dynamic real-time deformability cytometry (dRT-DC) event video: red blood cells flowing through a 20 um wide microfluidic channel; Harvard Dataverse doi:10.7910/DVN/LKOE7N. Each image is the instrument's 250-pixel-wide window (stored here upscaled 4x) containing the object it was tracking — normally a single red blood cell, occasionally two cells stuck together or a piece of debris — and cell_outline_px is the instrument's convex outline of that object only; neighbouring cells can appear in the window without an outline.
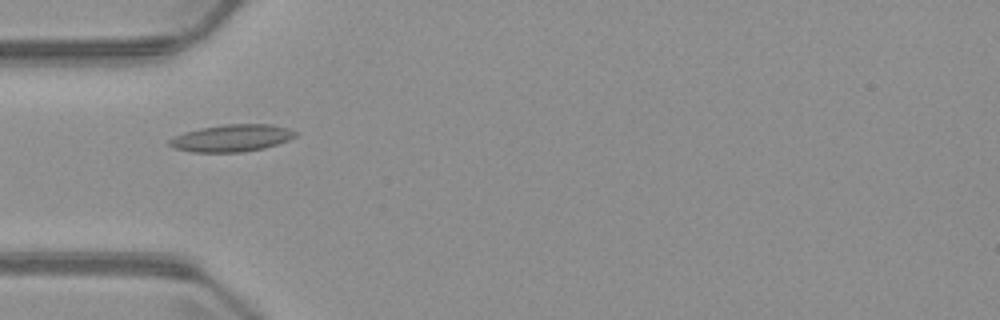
{"species": "common noctule bat (a hibernating species)", "species_latin": "Nyctalus noctula", "temperature_condition": "warm", "stored_images_in_passage": 6, "camera_frame_rate_fps": 3000, "um_per_image_px": 0.085, "animal": {"sex": "male", "body_mass_g": 23.1, "forearm_length_mm": 52.7}, "frame": {"image": 1, "passage_image": 4, "time_ms": 4.667, "image_size_px": [1000, 320], "cell_outline_px": [[296, 136], [288, 140], [264, 148], [244, 152], [192, 152], [172, 148], [168, 144], [168, 140], [184, 132], [200, 128], [224, 124], [272, 124], [288, 128], [296, 132]], "centroid_in_image_um": [19.67, 11.74], "position_along_channel_um": 65.3, "area_um2": 19.94}}
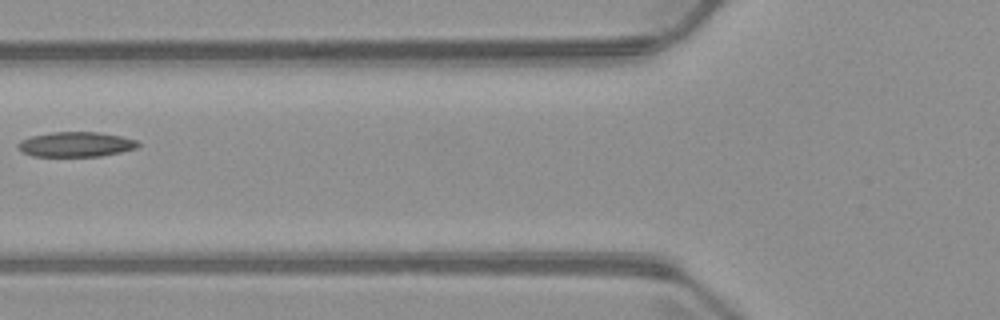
{"frame": {"image": 2, "passage_image": 5, "time_ms": 6.0, "image_size_px": [1000, 320], "cell_outline_px": [[140, 144], [136, 148], [120, 152], [100, 156], [32, 156], [16, 148], [16, 144], [20, 140], [28, 136], [52, 132], [96, 132], [120, 136], [136, 140]], "centroid_in_image_um": [6.38, 12.26], "position_along_channel_um": 119.4, "area_um2": 17.46}}
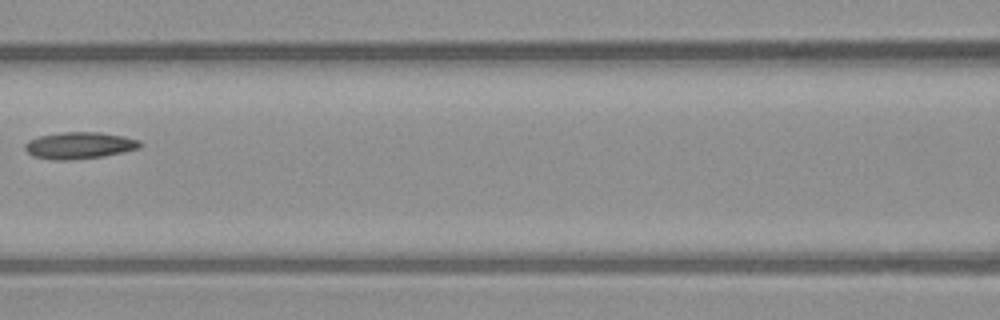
{"frame": {"image": 3, "passage_image": 6, "time_ms": 7.0, "image_size_px": [1000, 320], "cell_outline_px": [[144, 144], [140, 148], [124, 152], [104, 156], [68, 160], [52, 160], [32, 156], [24, 148], [24, 144], [28, 140], [40, 136], [64, 132], [100, 132], [124, 136], [140, 140]], "centroid_in_image_um": [6.78, 12.36], "position_along_channel_um": 159.8, "area_um2": 18.09}}